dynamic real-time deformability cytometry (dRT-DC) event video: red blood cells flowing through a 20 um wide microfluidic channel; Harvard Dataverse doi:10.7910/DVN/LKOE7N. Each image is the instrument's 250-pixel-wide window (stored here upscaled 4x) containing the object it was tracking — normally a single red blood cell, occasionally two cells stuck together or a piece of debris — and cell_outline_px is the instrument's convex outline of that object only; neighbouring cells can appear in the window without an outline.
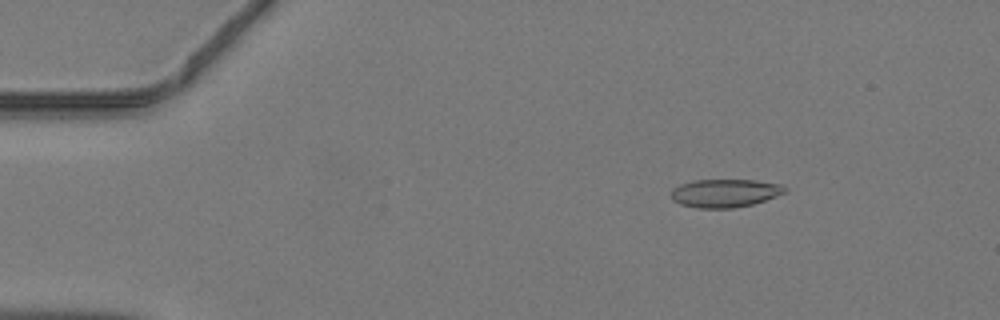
{"species": "common noctule bat (a hibernating species)", "species_latin": "Nyctalus noctula", "temperature_condition": "warm", "stored_images_in_passage": 41, "camera_frame_rate_fps": 3000, "um_per_image_px": 0.085, "animal": {"sex": "male", "body_mass_g": 19.2, "forearm_length_mm": 51.8}, "frame": {"image": 1, "passage_image": 7, "time_ms": 2.0, "image_size_px": [1000, 320], "cell_outline_px": [[788, 192], [752, 204], [732, 208], [696, 208], [680, 204], [672, 200], [672, 188], [680, 184], [692, 180], [756, 180], [780, 184], [788, 188]], "centroid_in_image_um": [61.62, 16.41], "position_along_channel_um": 23.4, "area_um2": 18.79}}
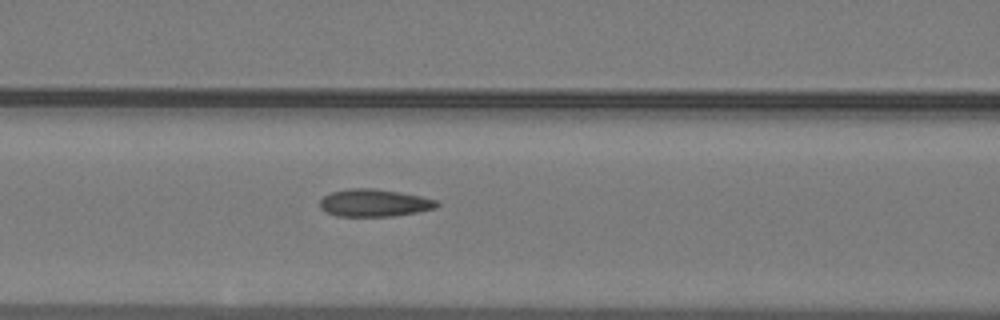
{"frame": {"image": 2, "passage_image": 20, "time_ms": 6.333, "image_size_px": [1000, 320], "cell_outline_px": [[440, 204], [436, 208], [416, 212], [392, 216], [336, 216], [320, 208], [320, 200], [324, 196], [332, 192], [348, 188], [376, 188], [400, 192], [420, 196], [436, 200]], "centroid_in_image_um": [31.81, 17.24], "position_along_channel_um": 134.8, "area_um2": 18.67}}
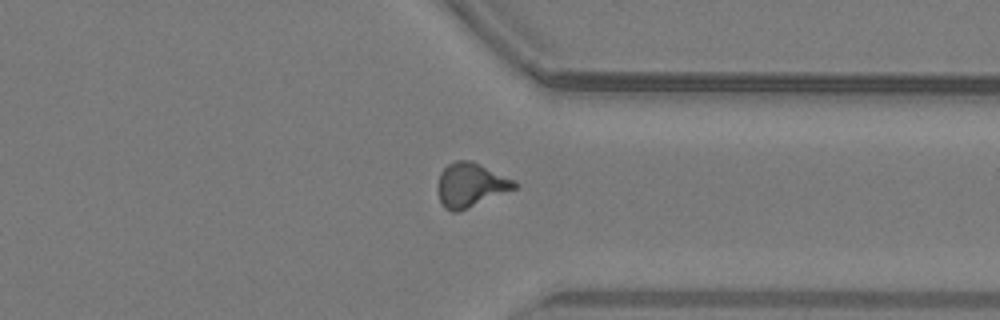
{"frame": {"image": 3, "passage_image": 36, "time_ms": 11.667, "image_size_px": [1000, 320], "cell_outline_px": [[520, 184], [516, 188], [456, 212], [452, 212], [444, 208], [440, 204], [436, 188], [440, 172], [448, 164], [456, 160], [472, 160], [516, 180]], "centroid_in_image_um": [39.98, 15.7], "position_along_channel_um": 371.4, "area_um2": 19.88}}